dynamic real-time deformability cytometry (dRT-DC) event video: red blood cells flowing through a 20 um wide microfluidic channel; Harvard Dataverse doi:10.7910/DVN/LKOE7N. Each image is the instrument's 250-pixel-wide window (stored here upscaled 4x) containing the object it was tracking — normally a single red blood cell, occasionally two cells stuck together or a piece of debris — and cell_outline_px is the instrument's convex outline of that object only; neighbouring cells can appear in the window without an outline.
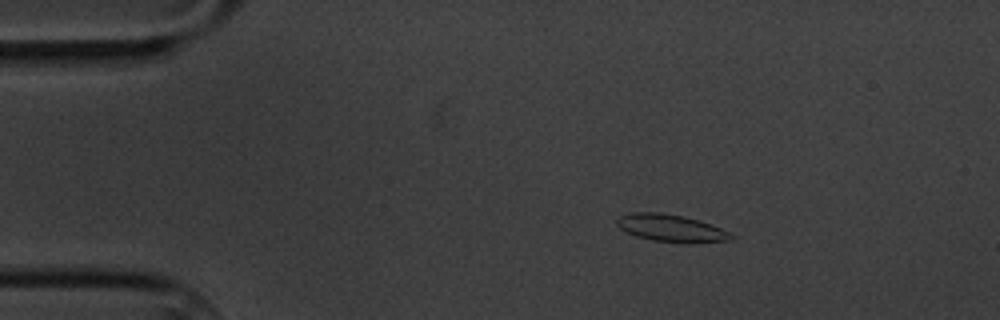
{"species": "common noctule bat (a hibernating species)", "species_latin": "Nyctalus noctula", "temperature_condition": "cold", "stored_images_in_passage": 4, "camera_frame_rate_fps": 3000, "um_per_image_px": 0.085, "animal": {"sex": "male", "body_mass_g": 20.1, "forearm_length_mm": 53.5}, "frame": {"image": 1, "passage_image": 3, "time_ms": 2.333, "image_size_px": [1000, 320], "cell_outline_px": [[736, 236], [728, 240], [692, 244], [688, 244], [652, 240], [636, 236], [620, 228], [616, 224], [616, 220], [620, 216], [632, 212], [660, 212], [684, 216], [700, 220], [712, 224]], "centroid_in_image_um": [57.06, 19.39], "position_along_channel_um": 27.9, "area_um2": 18.38}}